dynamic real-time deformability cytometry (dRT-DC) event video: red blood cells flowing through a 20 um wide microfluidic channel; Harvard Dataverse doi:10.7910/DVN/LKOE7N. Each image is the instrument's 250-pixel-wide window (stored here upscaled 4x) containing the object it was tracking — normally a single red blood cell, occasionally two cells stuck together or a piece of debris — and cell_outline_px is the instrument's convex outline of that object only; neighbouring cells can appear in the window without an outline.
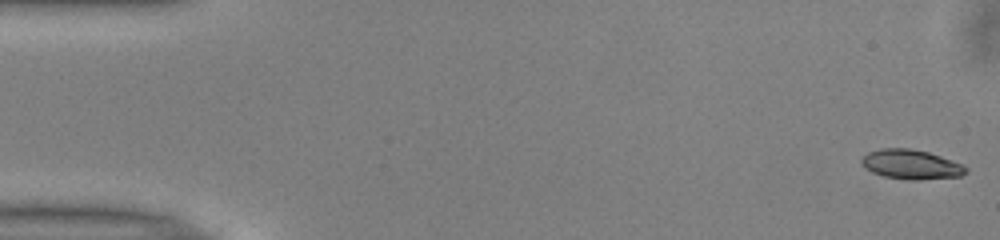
{"species": "common noctule bat (a hibernating species)", "species_latin": "Nyctalus noctula", "temperature_condition": "warm", "stored_images_in_passage": 51, "camera_frame_rate_fps": 3000, "um_per_image_px": 0.085, "animal": {"sex": "male", "body_mass_g": 13.0, "forearm_length_mm": 53.1}, "frame": {"image": 1, "passage_image": 1, "time_ms": 0.0, "image_size_px": [1000, 240], "cell_outline_px": [[968, 172], [960, 176], [916, 180], [912, 180], [884, 176], [872, 172], [860, 160], [868, 152], [880, 148], [912, 148], [928, 152], [952, 160], [968, 168]], "centroid_in_image_um": [77.46, 13.96], "position_along_channel_um": 7.5, "area_um2": 17.74}}
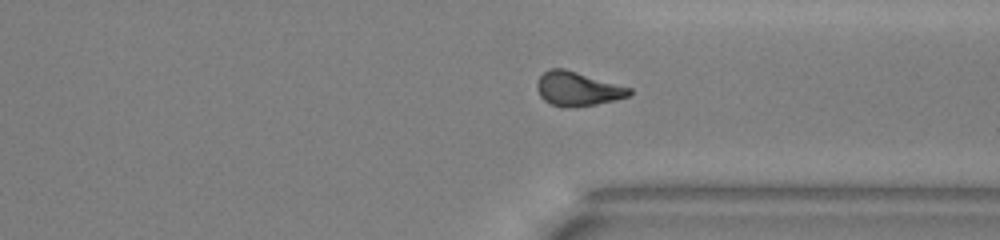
{"frame": {"image": 2, "passage_image": 38, "time_ms": 12.333, "image_size_px": [1000, 240], "cell_outline_px": [[632, 92], [628, 96], [616, 100], [576, 108], [560, 108], [544, 100], [540, 96], [536, 88], [536, 84], [540, 76], [548, 68], [564, 68], [632, 88]], "centroid_in_image_um": [49.08, 7.56], "position_along_channel_um": 362.3, "area_um2": 18.61}}
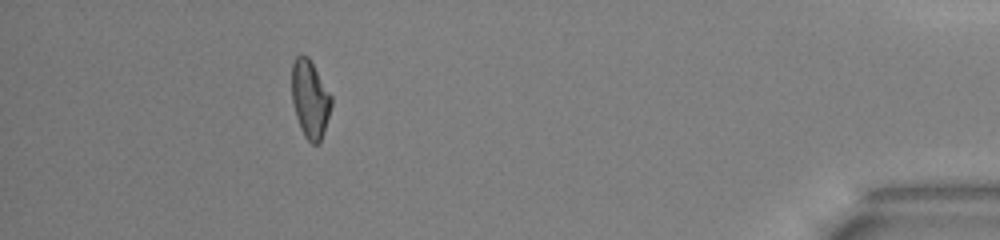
{"frame": {"image": 3, "passage_image": 46, "time_ms": 15.0, "image_size_px": [1000, 240], "cell_outline_px": [[332, 104], [324, 132], [320, 144], [312, 144], [304, 136], [300, 128], [292, 104], [292, 64], [296, 56], [300, 52], [308, 56], [332, 96]], "centroid_in_image_um": [26.35, 8.41], "position_along_channel_um": 408.9, "area_um2": 18.15}}